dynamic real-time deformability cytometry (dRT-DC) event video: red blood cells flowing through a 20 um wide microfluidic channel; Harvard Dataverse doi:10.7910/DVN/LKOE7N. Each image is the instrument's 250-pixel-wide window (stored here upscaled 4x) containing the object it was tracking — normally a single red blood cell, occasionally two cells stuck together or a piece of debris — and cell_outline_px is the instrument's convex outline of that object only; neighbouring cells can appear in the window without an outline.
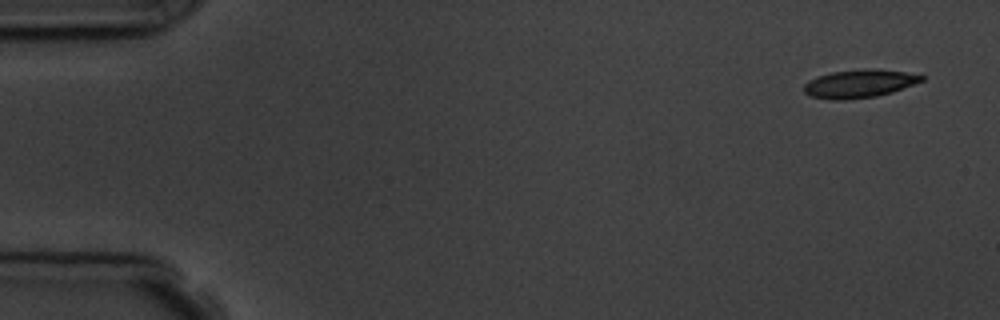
{"species": "common noctule bat (a hibernating species)", "species_latin": "Nyctalus noctula", "temperature_condition": "room temperature", "stored_images_in_passage": 5, "camera_frame_rate_fps": 3000, "um_per_image_px": 0.085, "animal": {"sex": "male", "body_mass_g": 19.5, "forearm_length_mm": 54.6}, "frame": {"image": 1, "passage_image": 1, "time_ms": 0.0, "image_size_px": [1000, 320], "cell_outline_px": [[924, 80], [892, 92], [876, 96], [844, 100], [832, 100], [812, 96], [804, 92], [804, 84], [808, 80], [816, 76], [832, 72], [868, 68], [872, 68], [904, 72], [924, 76]], "centroid_in_image_um": [73.01, 7.11], "position_along_channel_um": 12.0, "area_um2": 19.19}}
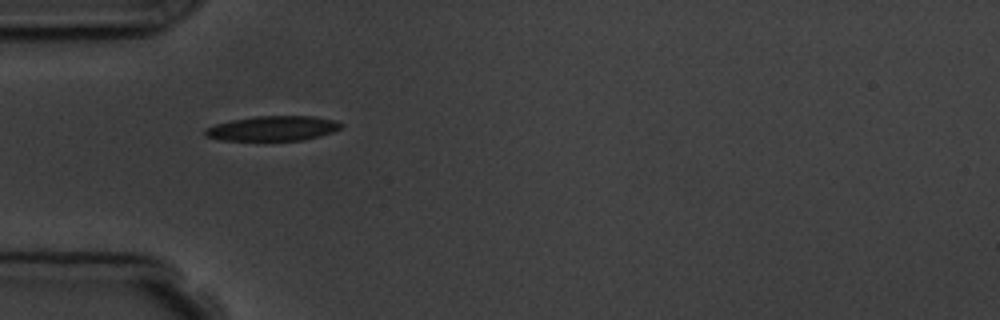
{"frame": {"image": 2, "passage_image": 5, "time_ms": 4.667, "image_size_px": [1000, 320], "cell_outline_px": [[344, 124], [340, 128], [332, 132], [320, 136], [304, 140], [220, 140], [204, 136], [204, 128], [216, 124], [232, 120], [256, 116], [316, 116], [336, 120]], "centroid_in_image_um": [23.2, 10.91], "position_along_channel_um": 61.8, "area_um2": 19.77}}